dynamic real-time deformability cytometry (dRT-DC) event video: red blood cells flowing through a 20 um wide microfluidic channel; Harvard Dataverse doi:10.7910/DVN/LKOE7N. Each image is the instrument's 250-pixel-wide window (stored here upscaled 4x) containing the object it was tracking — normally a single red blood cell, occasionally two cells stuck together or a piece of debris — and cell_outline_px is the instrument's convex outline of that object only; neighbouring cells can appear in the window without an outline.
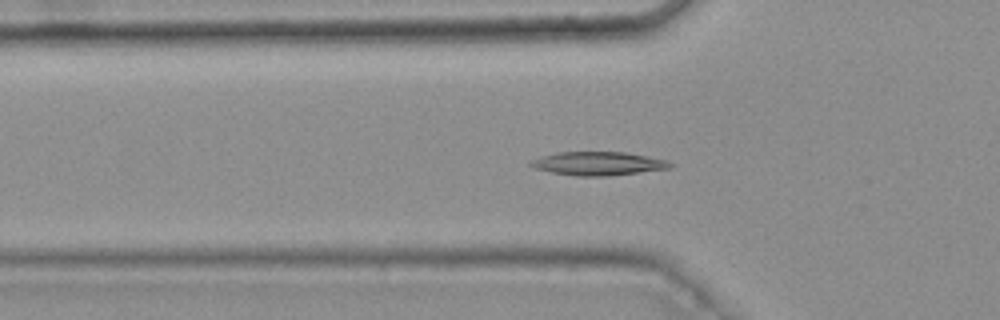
{"species": "common noctule bat (a hibernating species)", "species_latin": "Nyctalus noctula", "temperature_condition": "warm", "stored_images_in_passage": 44, "camera_frame_rate_fps": 3000, "um_per_image_px": 0.085, "animal": {"sex": "female", "body_mass_g": 25.1}, "frame": {"image": 1, "passage_image": 14, "time_ms": 4.333, "image_size_px": [1000, 320], "cell_outline_px": [[676, 164], [672, 168], [608, 176], [576, 176], [552, 172], [536, 168], [528, 164], [532, 160], [556, 152], [624, 152], [664, 160]], "centroid_in_image_um": [50.87, 13.9], "position_along_channel_um": 74.9, "area_um2": 18.9}}
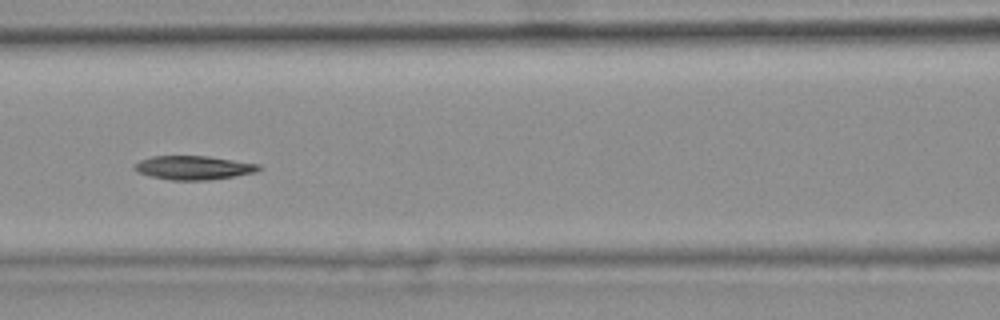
{"frame": {"image": 2, "passage_image": 20, "time_ms": 6.333, "image_size_px": [1000, 320], "cell_outline_px": [[260, 168], [256, 172], [208, 180], [172, 180], [152, 176], [136, 172], [132, 168], [140, 160], [152, 156], [208, 156], [260, 164]], "centroid_in_image_um": [16.43, 14.25], "position_along_channel_um": 150.2, "area_um2": 17.11}}
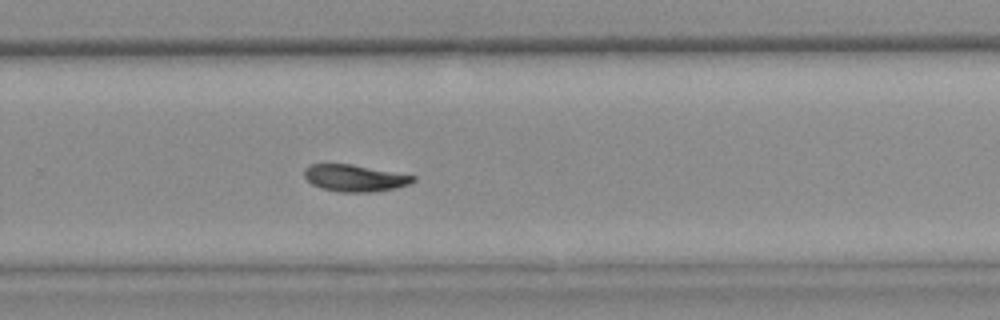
{"frame": {"image": 3, "passage_image": 32, "time_ms": 10.333, "image_size_px": [1000, 320], "cell_outline_px": [[416, 180], [408, 184], [396, 188], [372, 192], [340, 192], [320, 188], [312, 184], [304, 176], [304, 168], [308, 164], [352, 164], [416, 176]], "centroid_in_image_um": [30.13, 15.13], "position_along_channel_um": 299.7, "area_um2": 17.05}, "authors_computed_cell_mechanics": {"area_um2": 17.6001, "velocity_mm_per_s": 3.7477, "shape_relaxation_time_tau1_ms": null, "shape_relaxation_time_tau2_ms": 10.4474, "deformation_change_tau1": null, "deformation_change_tau2": 0.1399}}